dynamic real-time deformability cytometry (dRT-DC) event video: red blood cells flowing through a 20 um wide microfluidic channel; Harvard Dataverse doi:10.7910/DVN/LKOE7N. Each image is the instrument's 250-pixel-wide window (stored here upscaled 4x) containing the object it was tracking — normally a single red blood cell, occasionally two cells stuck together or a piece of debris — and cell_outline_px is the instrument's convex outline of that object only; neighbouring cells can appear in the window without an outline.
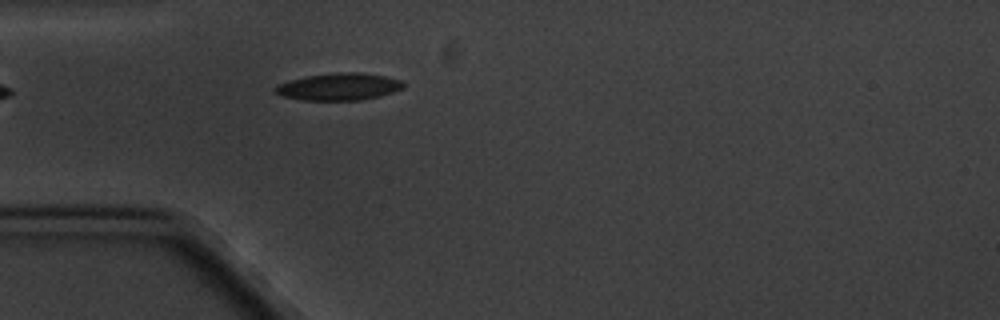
{"species": "common noctule bat (a hibernating species)", "species_latin": "Nyctalus noctula", "temperature_condition": "cold", "stored_images_in_passage": 1, "camera_frame_rate_fps": 3000, "um_per_image_px": 0.085, "animal": {"sex": "male", "body_mass_g": 20.1, "forearm_length_mm": 53.5}, "frame": {"image": 1, "passage_image": 1, "time_ms": 0.0, "image_size_px": [1000, 320], "cell_outline_px": [[404, 88], [380, 96], [360, 100], [300, 100], [280, 96], [272, 92], [272, 88], [276, 84], [304, 76], [336, 72], [360, 72], [384, 76], [400, 80], [404, 84]], "centroid_in_image_um": [28.72, 7.37], "position_along_channel_um": 56.3, "area_um2": 20.58}}